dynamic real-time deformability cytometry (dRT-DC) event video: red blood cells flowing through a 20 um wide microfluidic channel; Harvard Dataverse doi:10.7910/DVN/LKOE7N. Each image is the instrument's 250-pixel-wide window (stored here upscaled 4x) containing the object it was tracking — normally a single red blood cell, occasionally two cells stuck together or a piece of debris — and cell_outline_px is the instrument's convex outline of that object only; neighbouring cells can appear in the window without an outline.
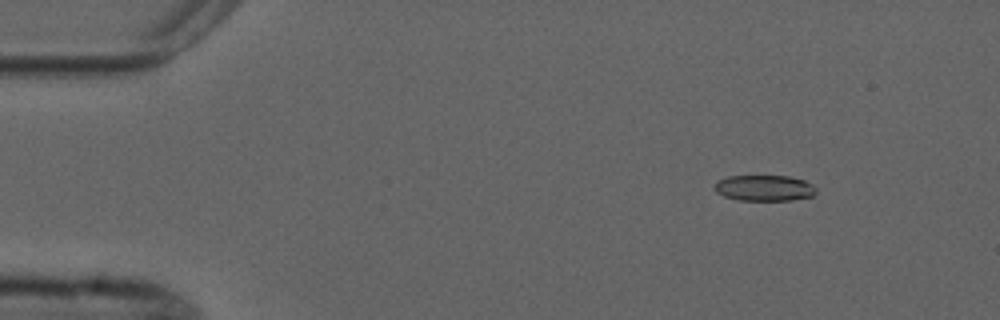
{"species": "common noctule bat (a hibernating species)", "species_latin": "Nyctalus noctula", "temperature_condition": "cold", "stored_images_in_passage": 4, "camera_frame_rate_fps": 3000, "um_per_image_px": 0.085, "animal": {"sex": "male", "forearm_length_mm": 52.5}, "frame": {"image": 1, "passage_image": 1, "time_ms": 0.0, "image_size_px": [1000, 320], "cell_outline_px": [[816, 192], [812, 196], [792, 200], [740, 200], [724, 196], [716, 192], [716, 184], [720, 180], [728, 176], [788, 176], [804, 180], [812, 184], [816, 188]], "centroid_in_image_um": [65.01, 15.98], "position_along_channel_um": 20.0, "area_um2": 15.14}}
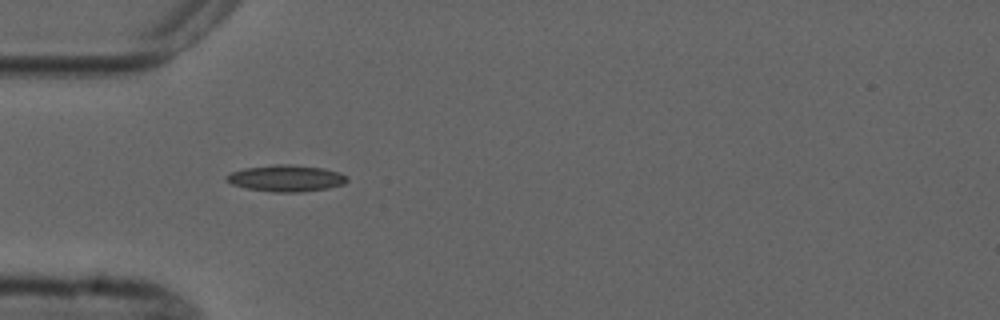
{"frame": {"image": 2, "passage_image": 3, "time_ms": 3.333, "image_size_px": [1000, 320], "cell_outline_px": [[348, 180], [344, 184], [328, 188], [300, 192], [272, 192], [244, 188], [232, 184], [224, 180], [224, 176], [232, 172], [244, 168], [276, 164], [288, 164], [324, 168], [340, 172], [348, 176]], "centroid_in_image_um": [24.31, 15.15], "position_along_channel_um": 60.7, "area_um2": 18.84}}
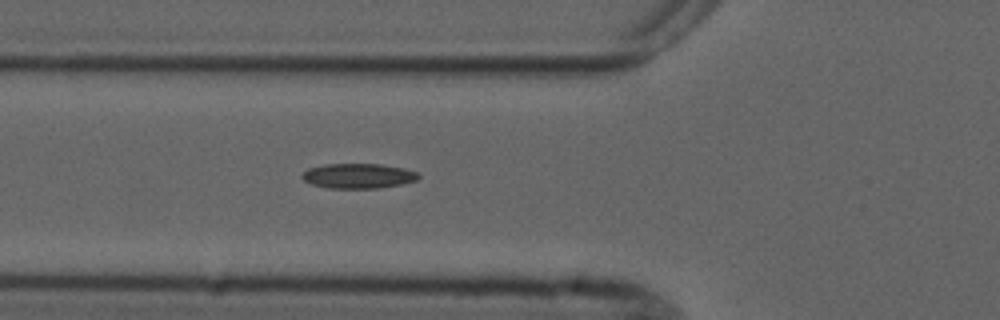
{"frame": {"image": 3, "passage_image": 4, "time_ms": 4.333, "image_size_px": [1000, 320], "cell_outline_px": [[420, 176], [416, 180], [404, 184], [380, 188], [328, 188], [312, 184], [304, 180], [300, 176], [308, 168], [324, 164], [380, 164], [404, 168], [420, 172]], "centroid_in_image_um": [30.49, 14.95], "position_along_channel_um": 95.3, "area_um2": 17.05}}